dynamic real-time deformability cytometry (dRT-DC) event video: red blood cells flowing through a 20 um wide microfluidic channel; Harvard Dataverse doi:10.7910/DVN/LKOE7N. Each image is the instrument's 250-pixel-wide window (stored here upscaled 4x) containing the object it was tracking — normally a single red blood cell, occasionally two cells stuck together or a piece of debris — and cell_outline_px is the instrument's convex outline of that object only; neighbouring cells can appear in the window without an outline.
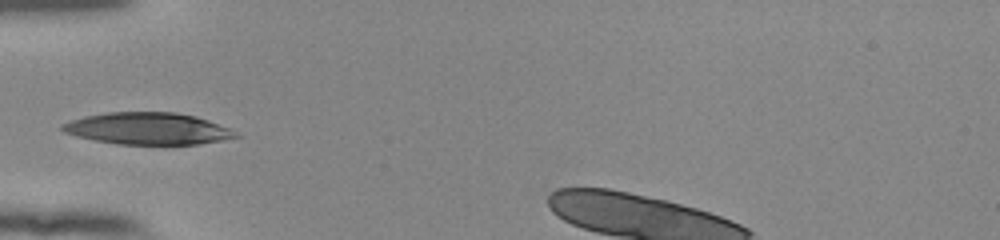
{"species": "human", "species_latin": "Homo sapiens", "temperature_condition": "room temperature", "stored_images_in_passage": 12, "camera_frame_rate_fps": 3000, "um_per_image_px": 0.085, "donor": {"sex": "female"}, "frame": {"image": 1, "passage_image": 1, "time_ms": 0.0, "image_size_px": [1000, 240], "cell_outline_px": [[240, 136], [224, 140], [196, 144], [116, 144], [76, 136], [64, 132], [60, 128], [60, 124], [84, 116], [108, 112], [176, 112], [196, 116], [208, 120], [228, 128], [236, 132]], "centroid_in_image_um": [12.55, 10.92], "position_along_channel_um": 72.5, "area_um2": 32.14}}
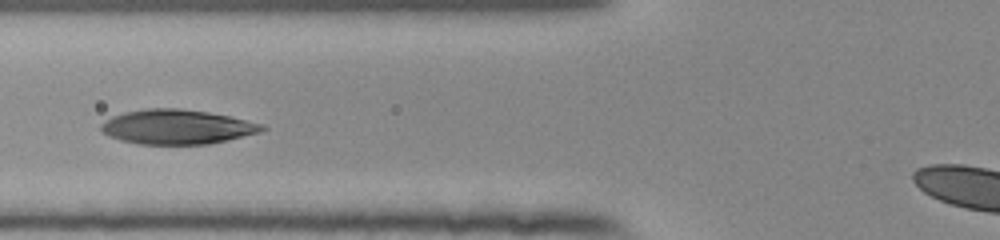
{"frame": {"image": 2, "passage_image": 4, "time_ms": 1.0, "image_size_px": [1000, 240], "cell_outline_px": [[268, 128], [260, 132], [228, 140], [208, 144], [136, 144], [120, 140], [108, 136], [100, 132], [100, 124], [112, 116], [124, 112], [148, 108], [180, 108], [208, 112], [228, 116], [264, 124]], "centroid_in_image_um": [15.02, 10.79], "position_along_channel_um": 110.8, "area_um2": 32.6}}
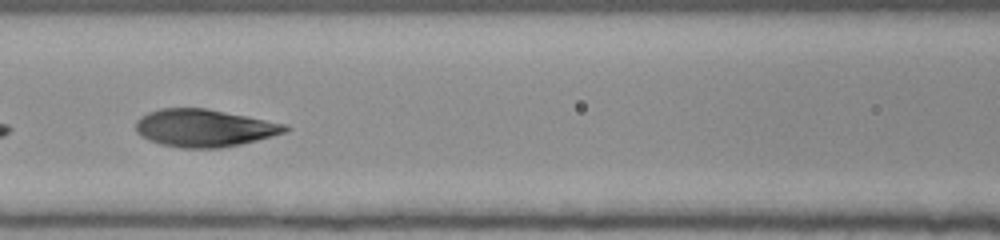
{"frame": {"image": 3, "passage_image": 7, "time_ms": 2.0, "image_size_px": [1000, 240], "cell_outline_px": [[292, 128], [284, 132], [272, 136], [240, 144], [220, 148], [180, 148], [160, 144], [148, 140], [140, 136], [136, 132], [136, 120], [140, 116], [148, 112], [160, 108], [204, 108], [288, 124]], "centroid_in_image_um": [17.33, 10.88], "position_along_channel_um": 149.3, "area_um2": 32.71}}